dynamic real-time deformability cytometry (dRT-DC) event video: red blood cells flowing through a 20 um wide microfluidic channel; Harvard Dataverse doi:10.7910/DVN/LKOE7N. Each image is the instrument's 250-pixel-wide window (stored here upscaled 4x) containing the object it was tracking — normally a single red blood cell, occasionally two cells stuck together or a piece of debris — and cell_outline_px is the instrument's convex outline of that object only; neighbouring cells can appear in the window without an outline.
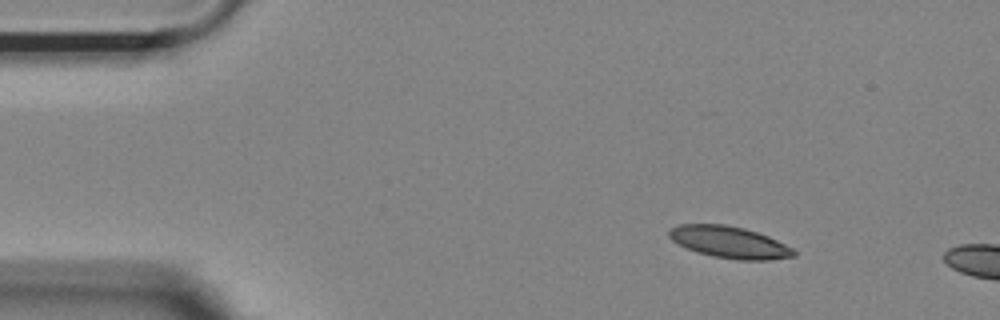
{"species": "Egyptian fruit bat (a non-hibernating species)", "species_latin": "Rousettus aegyptiacus", "temperature_condition": "room temperature", "stored_images_in_passage": 5, "camera_frame_rate_fps": 3000, "um_per_image_px": 0.085, "animal": {"sex": "female"}, "frame": {"image": 1, "passage_image": 1, "time_ms": 0.0, "image_size_px": [1000, 320], "cell_outline_px": [[796, 256], [768, 260], [740, 260], [712, 256], [696, 252], [672, 240], [668, 236], [668, 228], [676, 224], [724, 224], [744, 228], [768, 236], [792, 248], [796, 252]], "centroid_in_image_um": [61.97, 20.58], "position_along_channel_um": 23.0, "area_um2": 23.06}}